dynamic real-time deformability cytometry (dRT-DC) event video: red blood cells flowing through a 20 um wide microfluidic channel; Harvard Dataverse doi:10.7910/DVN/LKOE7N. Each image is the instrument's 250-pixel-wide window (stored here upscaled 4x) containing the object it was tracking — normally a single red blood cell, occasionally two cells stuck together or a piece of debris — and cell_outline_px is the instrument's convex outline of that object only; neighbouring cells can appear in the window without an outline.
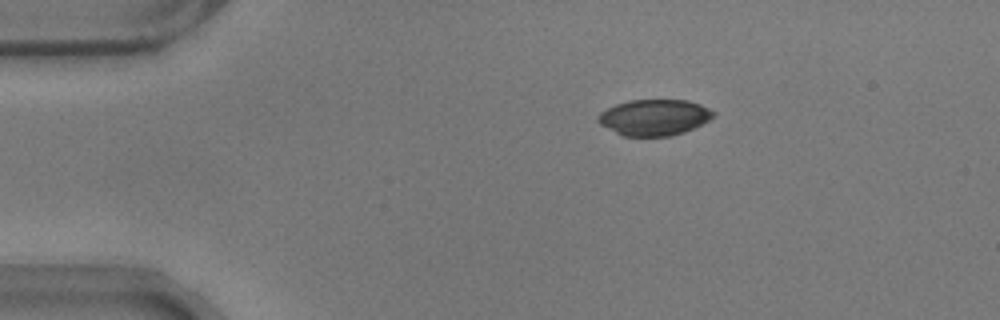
{"species": "common noctule bat (a hibernating species)", "species_latin": "Nyctalus noctula", "temperature_condition": "warm", "stored_images_in_passage": 12, "camera_frame_rate_fps": 3000, "um_per_image_px": 0.085, "animal": {"sex": "male", "body_mass_g": 17.9}, "frame": {"image": 1, "passage_image": 1, "time_ms": 0.0, "image_size_px": [1000, 320], "cell_outline_px": [[716, 112], [708, 120], [684, 132], [672, 136], [624, 136], [600, 124], [596, 120], [600, 112], [616, 104], [628, 100], [688, 100], [700, 104]], "centroid_in_image_um": [55.59, 9.97], "position_along_channel_um": 29.4, "area_um2": 24.04}}